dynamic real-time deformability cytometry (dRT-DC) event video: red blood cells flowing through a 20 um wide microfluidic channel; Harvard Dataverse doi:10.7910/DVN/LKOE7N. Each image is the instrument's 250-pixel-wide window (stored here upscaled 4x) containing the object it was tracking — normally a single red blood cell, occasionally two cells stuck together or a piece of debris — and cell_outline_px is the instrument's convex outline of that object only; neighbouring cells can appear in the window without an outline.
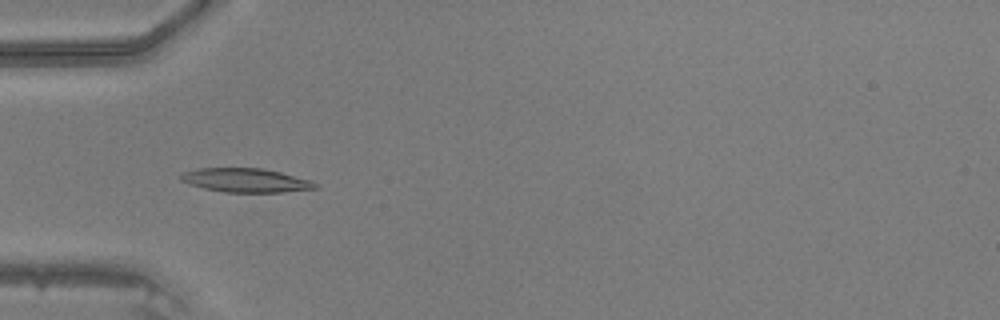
{"species": "common noctule bat (a hibernating species)", "species_latin": "Nyctalus noctula", "temperature_condition": "warm", "stored_images_in_passage": 47, "camera_frame_rate_fps": 3000, "um_per_image_px": 0.085, "animal": {"sex": "male", "body_mass_g": 20.5, "forearm_length_mm": 52.5}, "frame": {"image": 1, "passage_image": 15, "time_ms": 4.667, "image_size_px": [1000, 320], "cell_outline_px": [[320, 188], [280, 192], [224, 192], [204, 188], [188, 184], [180, 180], [180, 172], [200, 168], [264, 168], [312, 180], [320, 184]], "centroid_in_image_um": [20.91, 15.32], "position_along_channel_um": 64.1, "area_um2": 18.96}}
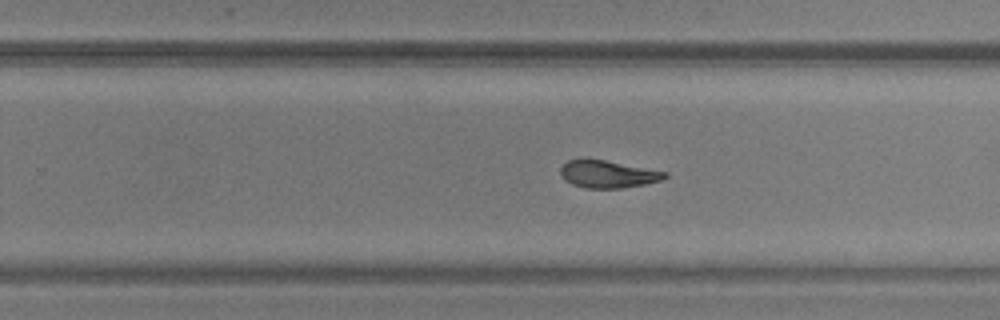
{"frame": {"image": 2, "passage_image": 30, "time_ms": 9.667, "image_size_px": [1000, 320], "cell_outline_px": [[668, 176], [660, 180], [644, 184], [620, 188], [584, 188], [572, 184], [564, 180], [560, 172], [560, 168], [568, 160], [584, 156], [668, 172]], "centroid_in_image_um": [51.61, 14.77], "position_along_channel_um": 278.2, "area_um2": 16.94}}
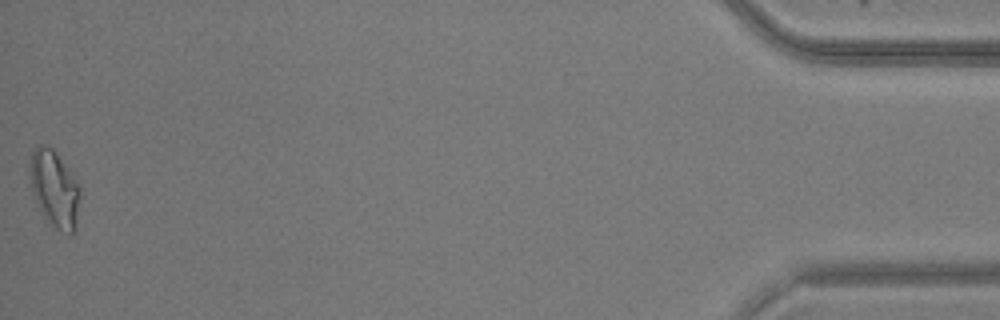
{"frame": {"image": 3, "passage_image": 47, "time_ms": 15.333, "image_size_px": [1000, 320], "cell_outline_px": [[80, 196], [72, 236], [68, 236], [60, 232], [48, 224], [36, 200], [32, 188], [28, 164], [32, 152], [36, 144], [48, 144], [56, 152], [80, 188]], "centroid_in_image_um": [4.6, 16.04], "position_along_channel_um": 430.6, "area_um2": 22.31}}